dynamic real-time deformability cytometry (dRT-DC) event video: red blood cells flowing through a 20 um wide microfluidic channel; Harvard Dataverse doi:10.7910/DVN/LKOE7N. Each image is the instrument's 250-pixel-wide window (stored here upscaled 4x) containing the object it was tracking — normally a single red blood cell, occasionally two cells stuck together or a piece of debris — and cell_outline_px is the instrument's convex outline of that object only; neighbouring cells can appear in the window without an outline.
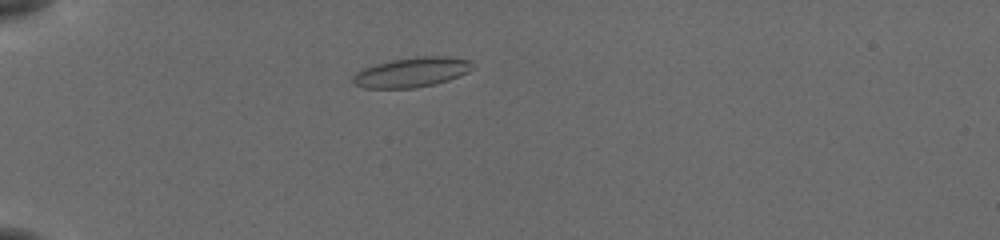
{"species": "common noctule bat (a hibernating species)", "species_latin": "Nyctalus noctula", "temperature_condition": "cold", "stored_images_in_passage": 39, "camera_frame_rate_fps": 3000, "um_per_image_px": 0.085, "animal": {"sex": "female", "body_mass_g": 19.5, "forearm_length_mm": 54.1}, "frame": {"image": 1, "passage_image": 1, "time_ms": 0.0, "image_size_px": [1000, 240], "cell_outline_px": [[476, 68], [460, 76], [436, 84], [416, 88], [364, 88], [352, 84], [352, 76], [356, 72], [364, 68], [376, 64], [392, 60], [416, 56], [444, 56], [472, 60]], "centroid_in_image_um": [35.03, 6.14], "position_along_channel_um": 50.0, "area_um2": 21.1}}
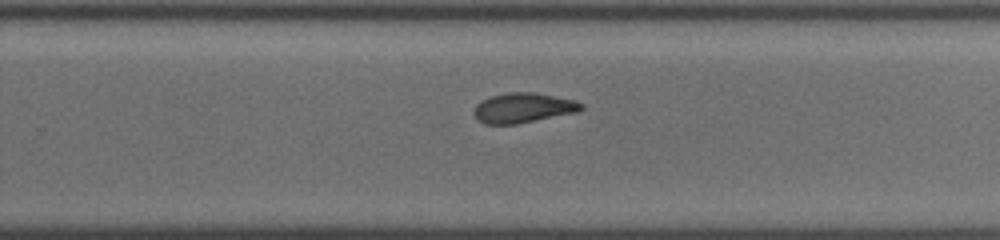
{"frame": {"image": 2, "passage_image": 22, "time_ms": 7.0, "image_size_px": [1000, 240], "cell_outline_px": [[584, 108], [580, 112], [516, 124], [484, 124], [476, 120], [472, 112], [476, 104], [492, 96], [508, 92], [536, 92], [576, 100], [584, 104]], "centroid_in_image_um": [44.5, 9.17], "position_along_channel_um": 285.3, "area_um2": 19.02}}
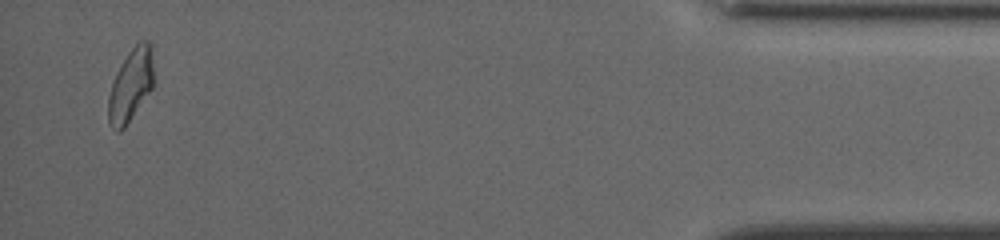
{"frame": {"image": 3, "passage_image": 38, "time_ms": 12.333, "image_size_px": [1000, 240], "cell_outline_px": [[152, 88], [124, 128], [120, 132], [116, 132], [112, 128], [108, 120], [108, 96], [116, 72], [128, 52], [140, 40], [148, 40], [152, 44]], "centroid_in_image_um": [11.09, 7.23], "position_along_channel_um": 424.1, "area_um2": 19.02}, "authors_computed_cell_mechanics": {"area_um2": 19.074, "velocity_mm_per_s": 3.8123, "shape_relaxation_time_tau1_ms": 9.2572, "shape_relaxation_time_tau2_ms": 2.9739, "deformation_change_tau1": 0.2127, "deformation_change_tau2": 0.0959}}